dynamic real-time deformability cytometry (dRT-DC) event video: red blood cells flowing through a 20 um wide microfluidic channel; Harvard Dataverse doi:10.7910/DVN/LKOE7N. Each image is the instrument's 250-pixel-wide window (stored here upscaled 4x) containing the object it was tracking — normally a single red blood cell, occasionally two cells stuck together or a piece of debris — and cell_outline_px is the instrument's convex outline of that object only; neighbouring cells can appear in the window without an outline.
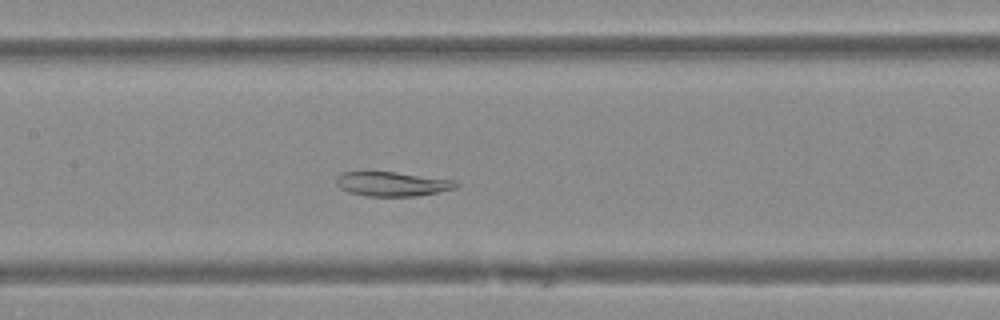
{"species": "Egyptian fruit bat (a non-hibernating species)", "species_latin": "Rousettus aegyptiacus", "temperature_condition": "warm", "stored_images_in_passage": 44, "camera_frame_rate_fps": 3000, "um_per_image_px": 0.085, "animal": {"sex": "female"}, "frame": {"image": 1, "passage_image": 18, "time_ms": 5.667, "image_size_px": [1000, 320], "cell_outline_px": [[460, 184], [456, 188], [436, 192], [412, 196], [364, 196], [348, 192], [340, 188], [336, 184], [336, 176], [340, 172], [396, 172], [456, 180]], "centroid_in_image_um": [33.31, 15.63], "position_along_channel_um": 174.1, "area_um2": 17.05}}
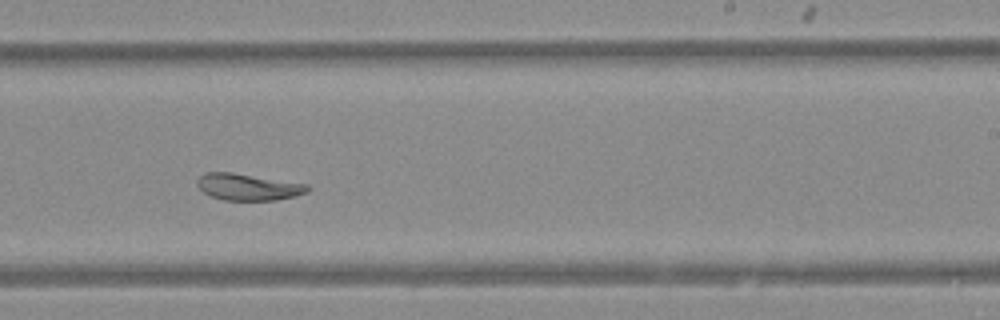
{"frame": {"image": 2, "passage_image": 25, "time_ms": 8.0, "image_size_px": [1000, 320], "cell_outline_px": [[312, 188], [308, 192], [296, 196], [276, 200], [224, 200], [212, 196], [204, 192], [196, 184], [196, 180], [200, 176], [208, 172], [232, 172], [308, 184]], "centroid_in_image_um": [21.13, 15.89], "position_along_channel_um": 267.9, "area_um2": 17.17}}
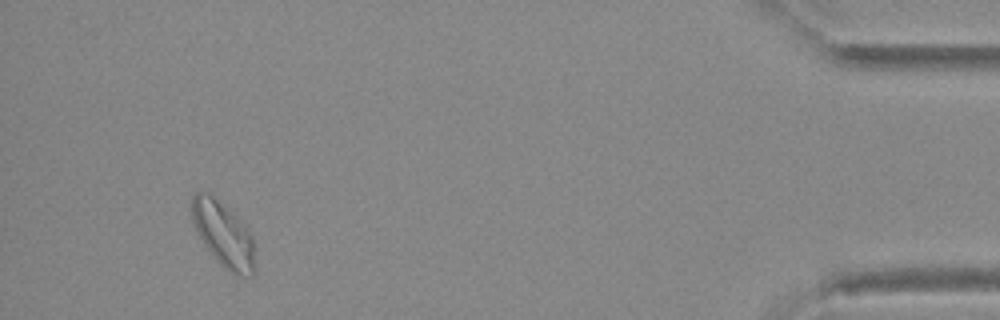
{"frame": {"image": 3, "passage_image": 41, "time_ms": 13.333, "image_size_px": [1000, 320], "cell_outline_px": [[256, 268], [252, 276], [236, 276], [228, 272], [220, 264], [204, 244], [196, 232], [192, 220], [192, 192], [208, 192], [244, 224], [252, 236]], "centroid_in_image_um": [19.0, 19.97], "position_along_channel_um": 416.2, "area_um2": 23.87}}